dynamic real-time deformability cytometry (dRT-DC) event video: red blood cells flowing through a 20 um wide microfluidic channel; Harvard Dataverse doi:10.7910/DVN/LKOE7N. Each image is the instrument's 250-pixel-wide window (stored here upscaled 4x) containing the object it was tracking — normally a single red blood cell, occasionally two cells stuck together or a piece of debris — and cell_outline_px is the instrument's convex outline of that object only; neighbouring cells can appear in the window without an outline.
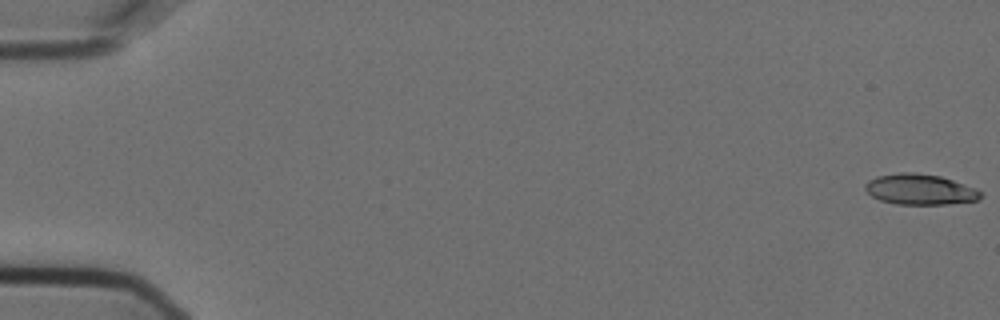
{"species": "Egyptian fruit bat (a non-hibernating species)", "species_latin": "Rousettus aegyptiacus", "temperature_condition": "cold", "stored_images_in_passage": 57, "camera_frame_rate_fps": 3000, "um_per_image_px": 0.085, "animal": {"sex": "female"}, "frame": {"image": 1, "passage_image": 1, "time_ms": 0.0, "image_size_px": [1000, 320], "cell_outline_px": [[984, 192], [980, 200], [948, 204], [896, 204], [880, 200], [872, 196], [864, 188], [864, 184], [868, 180], [876, 176], [900, 172], [912, 172], [940, 176], [952, 180]], "centroid_in_image_um": [78.19, 16.1], "position_along_channel_um": 6.8, "area_um2": 20.63}}
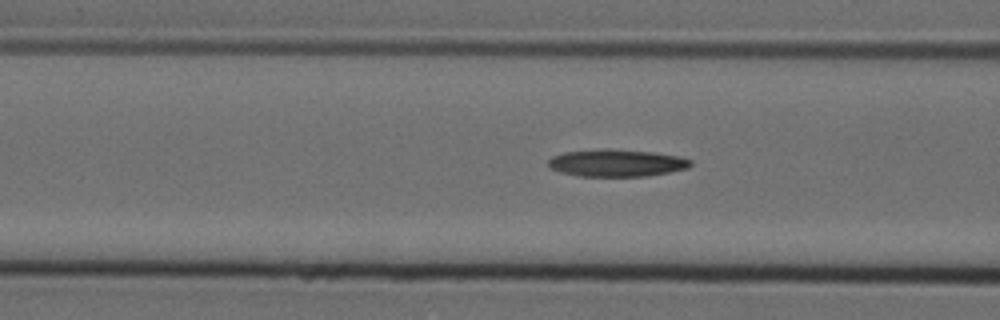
{"frame": {"image": 2, "passage_image": 23, "time_ms": 7.333, "image_size_px": [1000, 320], "cell_outline_px": [[692, 164], [688, 168], [648, 176], [576, 176], [560, 172], [548, 168], [548, 160], [552, 156], [564, 152], [608, 148], [652, 152], [680, 156], [692, 160]], "centroid_in_image_um": [52.39, 13.85], "position_along_channel_um": 114.2, "area_um2": 22.77}}
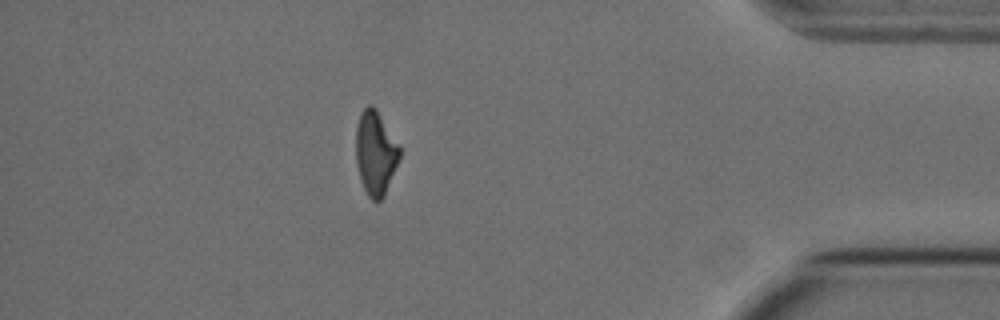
{"frame": {"image": 3, "passage_image": 50, "time_ms": 16.333, "image_size_px": [1000, 320], "cell_outline_px": [[400, 156], [384, 196], [380, 200], [372, 200], [368, 196], [360, 180], [356, 164], [356, 128], [360, 112], [368, 104], [372, 104], [376, 108], [400, 144]], "centroid_in_image_um": [31.91, 12.96], "position_along_channel_um": 403.3, "area_um2": 21.56}, "authors_computed_cell_mechanics": {"area_um2": 21.964, "velocity_mm_per_s": 3.643, "shape_relaxation_time_tau1_ms": 6.9818, "shape_relaxation_time_tau2_ms": 4.3827, "deformation_change_tau1": 0.1912, "deformation_change_tau2": 0.1347}}